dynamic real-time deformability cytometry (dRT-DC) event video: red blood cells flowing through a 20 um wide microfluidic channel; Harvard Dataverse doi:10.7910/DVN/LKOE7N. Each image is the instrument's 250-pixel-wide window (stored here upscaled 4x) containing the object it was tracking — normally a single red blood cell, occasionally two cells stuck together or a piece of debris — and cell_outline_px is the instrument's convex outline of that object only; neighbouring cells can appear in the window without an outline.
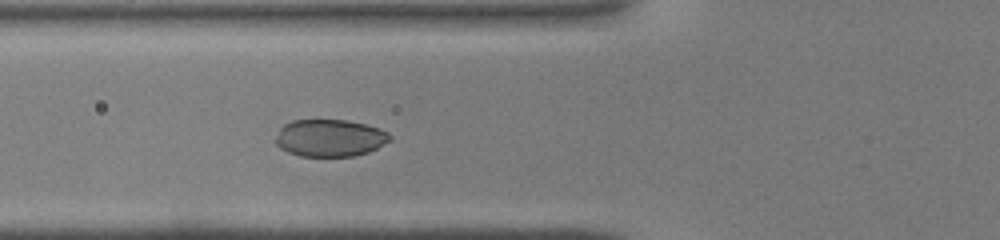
{"species": "common noctule bat (a hibernating species)", "species_latin": "Nyctalus noctula", "temperature_condition": "warm", "stored_images_in_passage": 30, "camera_frame_rate_fps": 3000, "um_per_image_px": 0.085, "animal": {"sex": "male", "body_mass_g": 19.0, "forearm_length_mm": 50.8}, "frame": {"image": 1, "passage_image": 3, "time_ms": 0.667, "image_size_px": [1000, 240], "cell_outline_px": [[392, 140], [368, 152], [352, 156], [300, 156], [288, 152], [280, 148], [276, 144], [276, 136], [280, 128], [284, 124], [292, 120], [348, 120], [380, 128], [388, 132], [392, 136]], "centroid_in_image_um": [28.05, 11.72], "position_along_channel_um": 97.8, "area_um2": 24.85}}
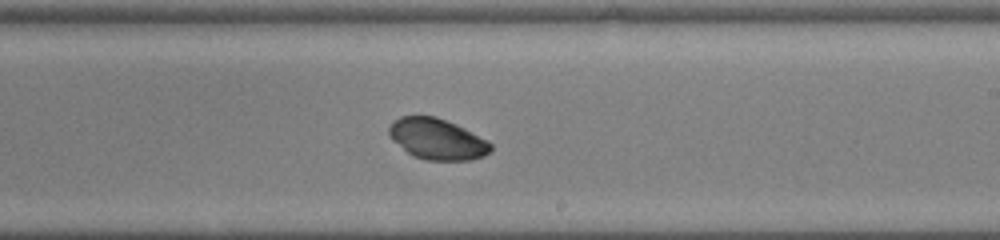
{"frame": {"image": 2, "passage_image": 13, "time_ms": 4.0, "image_size_px": [1000, 240], "cell_outline_px": [[492, 148], [484, 156], [472, 160], [424, 160], [412, 156], [392, 140], [388, 132], [388, 128], [392, 120], [400, 116], [436, 116], [456, 124], [488, 140], [492, 144]], "centroid_in_image_um": [37.14, 11.82], "position_along_channel_um": 251.9, "area_um2": 24.45}}
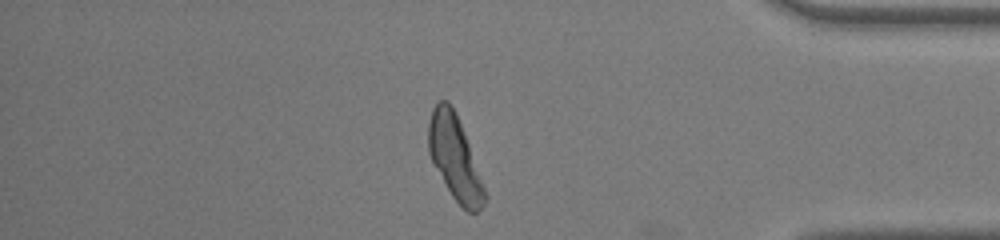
{"frame": {"image": 3, "passage_image": 24, "time_ms": 7.667, "image_size_px": [1000, 240], "cell_outline_px": [[488, 196], [484, 204], [476, 212], [468, 212], [452, 196], [432, 160], [428, 152], [428, 124], [432, 108], [440, 100], [448, 100], [456, 112], [464, 132]], "centroid_in_image_um": [38.66, 13.38], "position_along_channel_um": 396.5, "area_um2": 27.11}}